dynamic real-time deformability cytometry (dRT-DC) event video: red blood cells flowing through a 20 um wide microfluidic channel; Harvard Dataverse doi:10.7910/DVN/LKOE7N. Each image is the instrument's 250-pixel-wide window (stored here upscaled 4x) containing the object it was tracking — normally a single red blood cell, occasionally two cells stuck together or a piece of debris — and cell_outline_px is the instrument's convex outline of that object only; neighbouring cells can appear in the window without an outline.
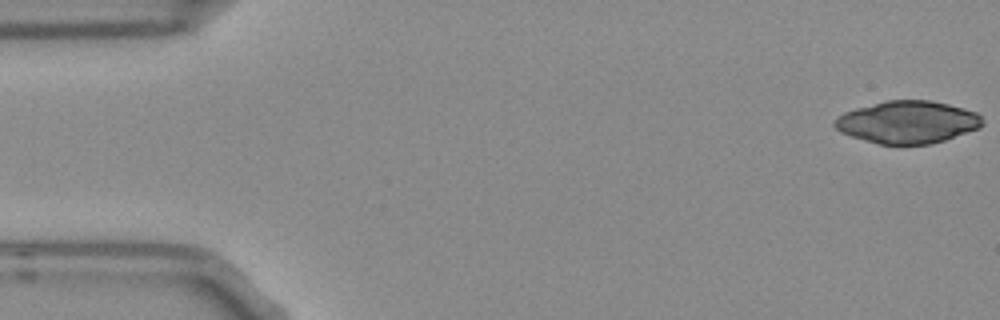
{"species": "Egyptian fruit bat (a non-hibernating species)", "species_latin": "Rousettus aegyptiacus", "temperature_condition": "room temperature", "stored_images_in_passage": 53, "camera_frame_rate_fps": 3000, "um_per_image_px": 0.085, "frame": {"image": 1, "passage_image": 1, "time_ms": 0.0, "image_size_px": [1000, 320], "cell_outline_px": [[984, 124], [980, 128], [932, 144], [880, 144], [864, 140], [840, 132], [832, 124], [844, 112], [856, 108], [888, 100], [932, 100], [964, 108], [976, 112], [984, 120]], "centroid_in_image_um": [77.18, 10.38], "position_along_channel_um": 7.8, "area_um2": 36.41}}